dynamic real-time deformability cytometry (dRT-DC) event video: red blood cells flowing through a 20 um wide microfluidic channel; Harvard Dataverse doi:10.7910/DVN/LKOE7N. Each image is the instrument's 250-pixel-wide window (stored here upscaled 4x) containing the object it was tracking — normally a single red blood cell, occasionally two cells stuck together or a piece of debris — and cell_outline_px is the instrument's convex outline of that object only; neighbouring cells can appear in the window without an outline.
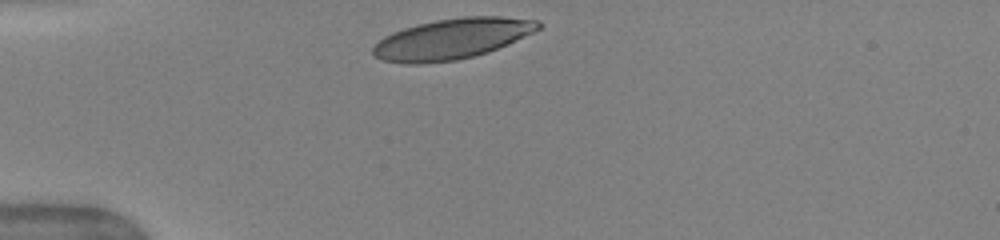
{"species": "human", "species_latin": "Homo sapiens", "temperature_condition": "warm", "stored_images_in_passage": 30, "camera_frame_rate_fps": 3000, "um_per_image_px": 0.085, "donor": {"sex": "female"}, "frame": {"image": 1, "passage_image": 1, "time_ms": 0.0, "image_size_px": [1000, 240], "cell_outline_px": [[544, 24], [540, 28], [508, 44], [488, 52], [456, 60], [420, 64], [404, 64], [384, 60], [376, 56], [372, 52], [372, 48], [384, 36], [392, 32], [416, 24], [436, 20], [464, 16], [500, 16], [540, 20]], "centroid_in_image_um": [38.44, 3.29], "position_along_channel_um": 46.6, "area_um2": 39.07}, "authors_computed_cell_mechanics": {"area_um2": 39.9398, "velocity_mm_per_s": 4.0412, "shape_relaxation_time_tau1_ms": 2.3269, "shape_relaxation_time_tau2_ms": null, "deformation_change_tau1": 0.157, "deformation_change_tau2": null}}